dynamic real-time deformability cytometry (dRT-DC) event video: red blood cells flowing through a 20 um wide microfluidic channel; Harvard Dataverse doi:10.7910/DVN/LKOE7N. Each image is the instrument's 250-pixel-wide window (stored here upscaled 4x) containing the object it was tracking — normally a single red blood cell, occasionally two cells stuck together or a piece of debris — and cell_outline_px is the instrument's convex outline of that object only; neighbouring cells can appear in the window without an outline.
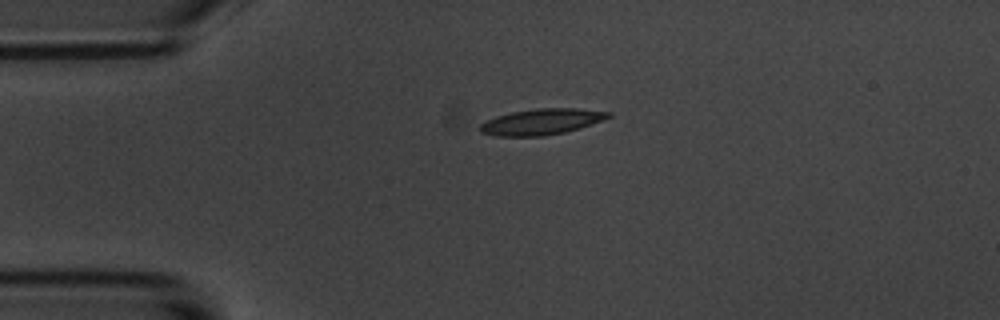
{"species": "common noctule bat (a hibernating species)", "species_latin": "Nyctalus noctula", "temperature_condition": "room temperature", "stored_images_in_passage": 44, "camera_frame_rate_fps": 3000, "um_per_image_px": 0.085, "animal": {"sex": "male", "body_mass_g": 20.1, "forearm_length_mm": 53.5}, "frame": {"image": 1, "passage_image": 1, "time_ms": 0.0, "image_size_px": [1000, 320], "cell_outline_px": [[612, 116], [604, 120], [580, 128], [564, 132], [540, 136], [496, 136], [480, 132], [480, 124], [496, 116], [512, 112], [540, 108], [576, 108], [612, 112]], "centroid_in_image_um": [46.07, 10.34], "position_along_channel_um": 38.9, "area_um2": 19.31}}
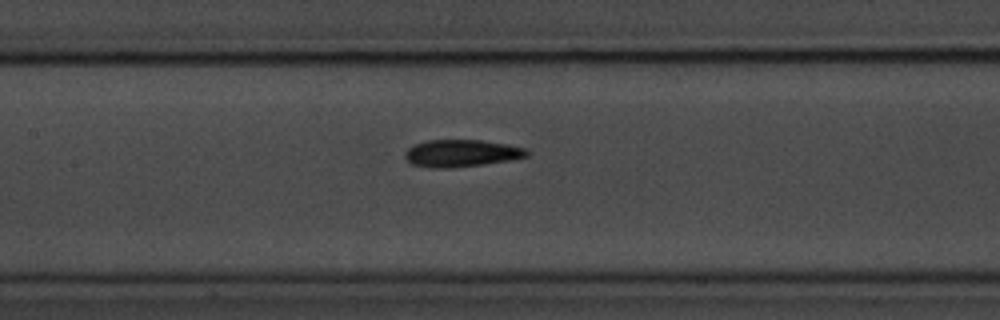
{"frame": {"image": 2, "passage_image": 14, "time_ms": 4.333, "image_size_px": [1000, 320], "cell_outline_px": [[528, 156], [508, 160], [480, 164], [448, 168], [432, 168], [412, 164], [404, 156], [404, 152], [412, 144], [428, 140], [480, 140], [508, 144], [528, 148]], "centroid_in_image_um": [39.2, 13.01], "position_along_channel_um": 168.2, "area_um2": 19.25}}
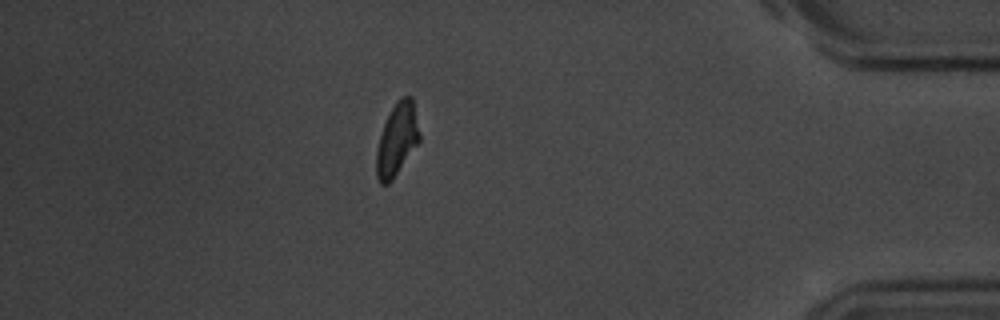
{"frame": {"image": 3, "passage_image": 37, "time_ms": 12.0, "image_size_px": [1000, 320], "cell_outline_px": [[420, 140], [392, 180], [388, 184], [380, 184], [376, 176], [376, 148], [384, 124], [396, 100], [400, 96], [412, 96], [420, 132]], "centroid_in_image_um": [33.74, 11.85], "position_along_channel_um": 401.5, "area_um2": 18.15}, "authors_computed_cell_mechanics": {"area_um2": 18.6116, "velocity_mm_per_s": 3.5938, "shape_relaxation_time_tau1_ms": 4.2969, "shape_relaxation_time_tau2_ms": 2.8518, "deformation_change_tau1": 0.1858, "deformation_change_tau2": 0.1077}}